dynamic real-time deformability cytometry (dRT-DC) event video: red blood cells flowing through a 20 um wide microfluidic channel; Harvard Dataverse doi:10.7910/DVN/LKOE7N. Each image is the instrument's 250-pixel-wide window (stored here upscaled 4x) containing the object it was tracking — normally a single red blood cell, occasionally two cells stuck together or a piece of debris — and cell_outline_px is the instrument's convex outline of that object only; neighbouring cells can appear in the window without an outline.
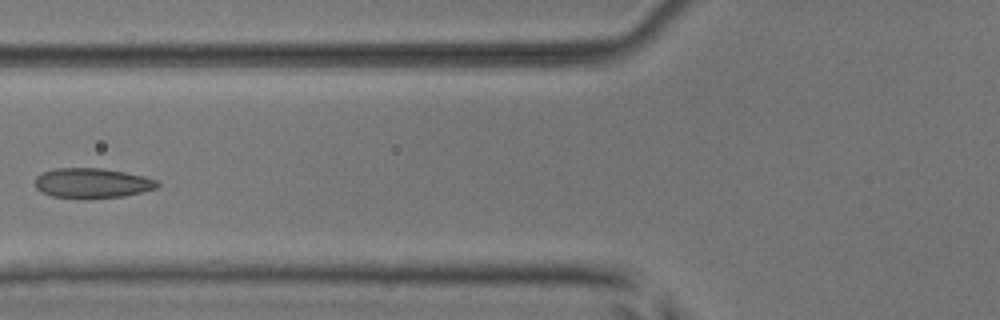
{"species": "common noctule bat (a hibernating species)", "species_latin": "Nyctalus noctula", "temperature_condition": "room temperature", "stored_images_in_passage": 8, "camera_frame_rate_fps": 3000, "um_per_image_px": 0.085, "animal": {"sex": "male", "body_mass_g": 17.9, "forearm_length_mm": 54.2}, "frame": {"image": 1, "passage_image": 7, "time_ms": 2.0, "image_size_px": [1000, 320], "cell_outline_px": [[160, 184], [156, 188], [124, 196], [52, 196], [40, 192], [36, 188], [36, 176], [52, 168], [100, 168], [124, 172], [144, 176], [156, 180]], "centroid_in_image_um": [7.82, 15.52], "position_along_channel_um": 118.0, "area_um2": 20.58}}
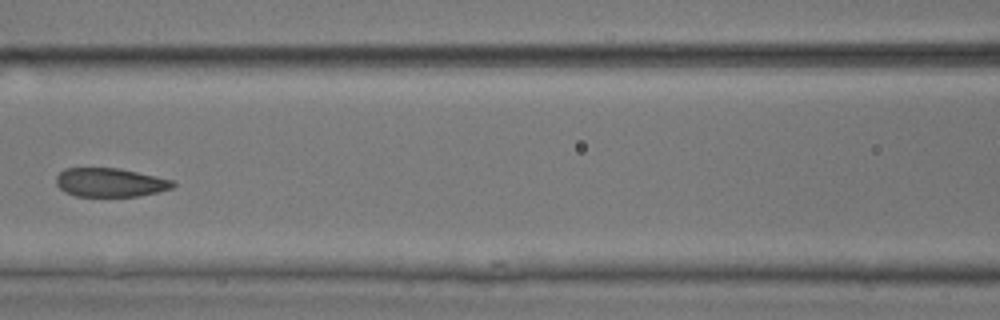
{"frame": {"image": 2, "passage_image": 8, "time_ms": 2.333, "image_size_px": [1000, 320], "cell_outline_px": [[176, 184], [172, 188], [156, 192], [136, 196], [76, 196], [64, 192], [56, 184], [56, 176], [64, 168], [120, 168], [156, 176], [172, 180]], "centroid_in_image_um": [9.33, 15.5], "position_along_channel_um": 157.3, "area_um2": 19.54}}